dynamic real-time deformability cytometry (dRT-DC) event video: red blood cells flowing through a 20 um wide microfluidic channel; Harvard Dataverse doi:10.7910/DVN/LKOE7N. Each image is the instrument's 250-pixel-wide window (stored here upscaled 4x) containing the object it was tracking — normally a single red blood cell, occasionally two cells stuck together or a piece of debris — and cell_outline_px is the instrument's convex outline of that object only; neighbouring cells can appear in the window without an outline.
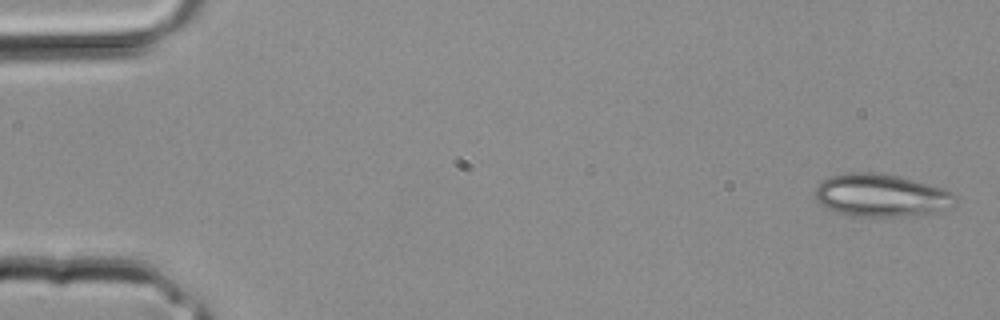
{"species": "common noctule bat (a hibernating species)", "species_latin": "Nyctalus noctula", "temperature_condition": "room temperature", "stored_images_in_passage": 35, "camera_frame_rate_fps": 3000, "um_per_image_px": 0.085, "animal": {"sex": "male", "body_mass_g": 20.4}, "frame": {"image": 1, "passage_image": 1, "time_ms": 0.0, "image_size_px": [1000, 320], "cell_outline_px": [[956, 204], [948, 208], [936, 212], [912, 216], [852, 216], [836, 212], [820, 204], [816, 200], [816, 188], [828, 176], [848, 172], [876, 172], [896, 176], [912, 180], [940, 188], [952, 192], [956, 196]], "centroid_in_image_um": [74.89, 16.61], "position_along_channel_um": 10.1, "area_um2": 34.74}}
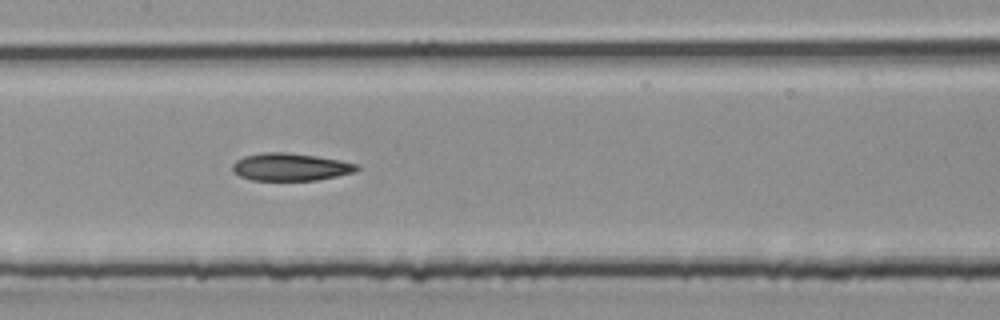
{"frame": {"image": 2, "passage_image": 17, "time_ms": 5.333, "image_size_px": [1000, 320], "cell_outline_px": [[360, 168], [356, 172], [316, 180], [252, 180], [240, 176], [232, 172], [232, 164], [236, 160], [244, 156], [264, 152], [288, 152], [316, 156], [340, 160], [360, 164]], "centroid_in_image_um": [24.7, 14.18], "position_along_channel_um": 182.7, "area_um2": 20.11}}
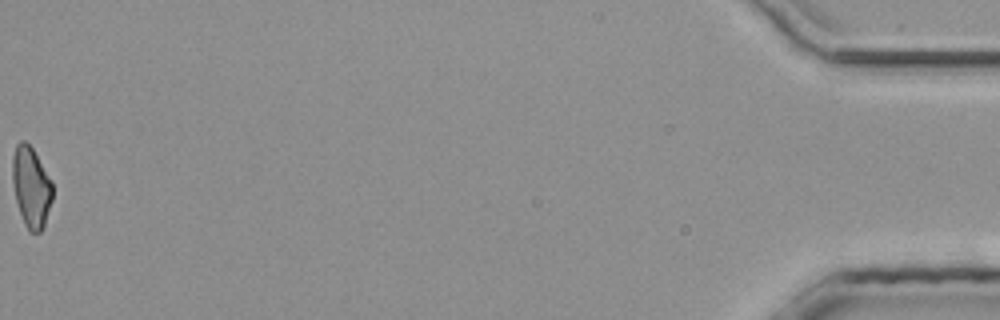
{"frame": {"image": 3, "passage_image": 35, "time_ms": 11.333, "image_size_px": [1000, 320], "cell_outline_px": [[52, 200], [44, 228], [40, 232], [28, 232], [24, 224], [16, 200], [12, 180], [12, 156], [16, 144], [20, 140], [24, 140], [32, 148], [52, 180]], "centroid_in_image_um": [2.65, 15.91], "position_along_channel_um": 432.6, "area_um2": 18.96}}